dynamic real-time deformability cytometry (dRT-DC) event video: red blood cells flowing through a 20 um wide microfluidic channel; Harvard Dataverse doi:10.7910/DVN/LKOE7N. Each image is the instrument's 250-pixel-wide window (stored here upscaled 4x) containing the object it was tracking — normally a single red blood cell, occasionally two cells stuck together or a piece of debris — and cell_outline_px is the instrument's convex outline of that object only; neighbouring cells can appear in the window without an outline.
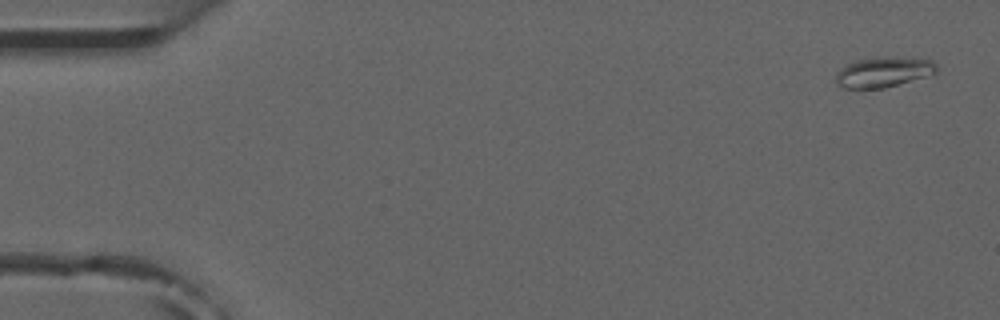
{"species": "common noctule bat (a hibernating species)", "species_latin": "Nyctalus noctula", "temperature_condition": "room temperature", "stored_images_in_passage": 5, "camera_frame_rate_fps": 3000, "um_per_image_px": 0.085, "animal": {"sex": "male", "forearm_length_mm": 52.5}, "frame": {"image": 1, "passage_image": 1, "time_ms": 0.0, "image_size_px": [1000, 320], "cell_outline_px": [[936, 72], [928, 76], [884, 88], [840, 88], [836, 80], [836, 72], [840, 68], [856, 60], [892, 56], [932, 60], [936, 64]], "centroid_in_image_um": [75.09, 6.13], "position_along_channel_um": 9.9, "area_um2": 17.69}}